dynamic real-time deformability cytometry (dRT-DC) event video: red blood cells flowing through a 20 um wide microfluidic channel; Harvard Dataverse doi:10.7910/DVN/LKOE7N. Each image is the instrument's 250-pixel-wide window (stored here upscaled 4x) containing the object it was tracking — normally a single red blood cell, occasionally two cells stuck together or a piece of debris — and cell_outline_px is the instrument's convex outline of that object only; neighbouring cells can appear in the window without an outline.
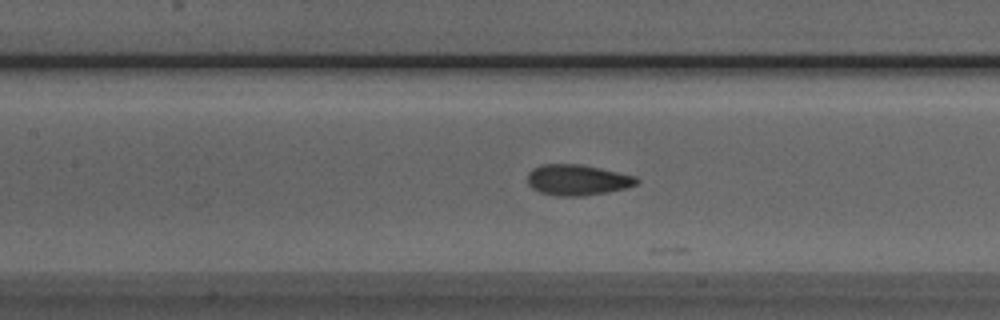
{"species": "Egyptian fruit bat (a non-hibernating species)", "species_latin": "Rousettus aegyptiacus", "temperature_condition": "room temperature", "stored_images_in_passage": 34, "camera_frame_rate_fps": 3000, "um_per_image_px": 0.085, "animal": {"sex": "male"}, "frame": {"image": 1, "passage_image": 19, "time_ms": 6.0, "image_size_px": [1000, 320], "cell_outline_px": [[640, 180], [636, 184], [624, 188], [608, 192], [584, 196], [556, 196], [540, 192], [532, 188], [528, 184], [528, 172], [532, 168], [540, 164], [580, 164], [600, 168], [636, 176]], "centroid_in_image_um": [49.05, 15.29], "position_along_channel_um": 158.3, "area_um2": 19.65}}
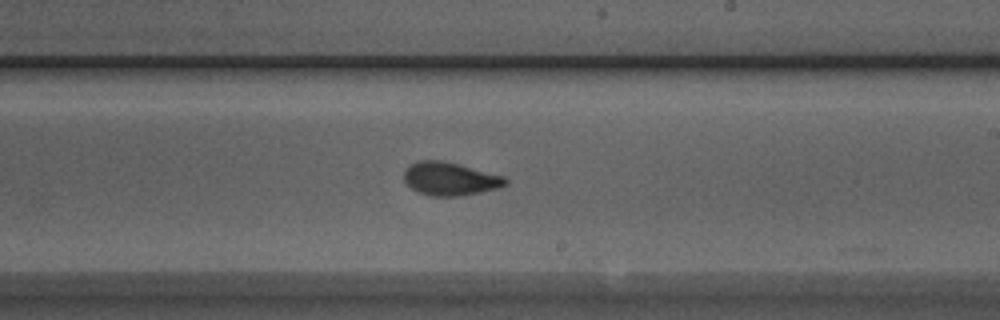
{"frame": {"image": 2, "passage_image": 26, "time_ms": 8.333, "image_size_px": [1000, 320], "cell_outline_px": [[508, 184], [500, 188], [460, 196], [432, 196], [416, 192], [404, 180], [404, 168], [420, 160], [440, 160], [504, 176], [508, 180]], "centroid_in_image_um": [38.25, 15.21], "position_along_channel_um": 250.8, "area_um2": 19.54}}
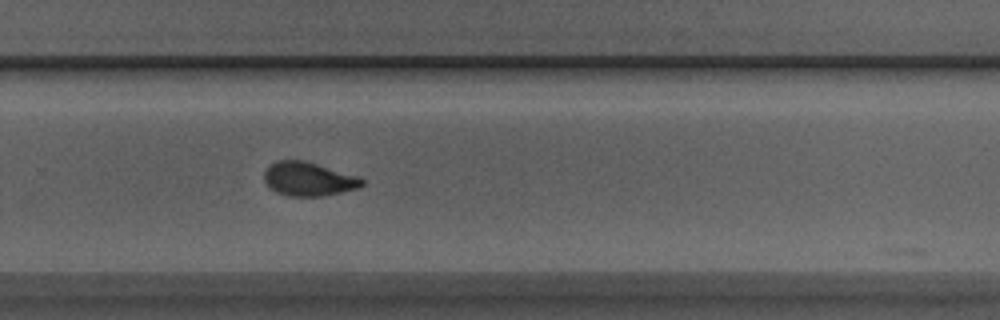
{"frame": {"image": 3, "passage_image": 30, "time_ms": 9.667, "image_size_px": [1000, 320], "cell_outline_px": [[364, 184], [356, 188], [324, 196], [288, 196], [276, 192], [268, 188], [264, 180], [264, 172], [276, 160], [304, 160], [360, 176], [364, 180]], "centroid_in_image_um": [26.22, 15.21], "position_along_channel_um": 303.6, "area_um2": 19.36}}